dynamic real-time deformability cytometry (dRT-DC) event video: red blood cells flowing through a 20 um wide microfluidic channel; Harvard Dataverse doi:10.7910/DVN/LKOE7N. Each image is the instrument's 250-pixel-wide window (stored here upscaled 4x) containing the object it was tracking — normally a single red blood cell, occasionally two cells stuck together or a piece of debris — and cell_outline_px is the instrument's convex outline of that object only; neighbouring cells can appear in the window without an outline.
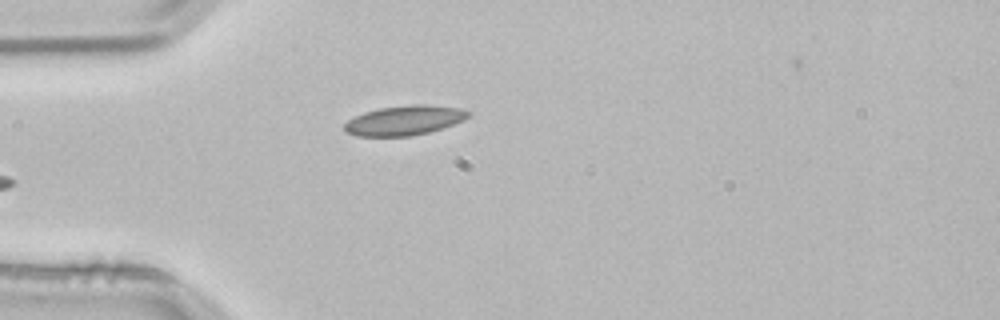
{"species": "common noctule bat (a hibernating species)", "species_latin": "Nyctalus noctula", "temperature_condition": "room temperature", "stored_images_in_passage": 3, "camera_frame_rate_fps": 3000, "um_per_image_px": 0.085, "animal": {"sex": "male", "body_mass_g": 21.5, "forearm_length_mm": 52.0}, "frame": {"image": 1, "passage_image": 3, "time_ms": 0.667, "image_size_px": [1000, 320], "cell_outline_px": [[472, 116], [464, 120], [428, 132], [412, 136], [356, 136], [344, 132], [344, 124], [348, 120], [364, 112], [380, 108], [412, 104], [428, 104], [460, 108], [472, 112]], "centroid_in_image_um": [34.39, 10.22], "position_along_channel_um": 50.6, "area_um2": 21.5}}